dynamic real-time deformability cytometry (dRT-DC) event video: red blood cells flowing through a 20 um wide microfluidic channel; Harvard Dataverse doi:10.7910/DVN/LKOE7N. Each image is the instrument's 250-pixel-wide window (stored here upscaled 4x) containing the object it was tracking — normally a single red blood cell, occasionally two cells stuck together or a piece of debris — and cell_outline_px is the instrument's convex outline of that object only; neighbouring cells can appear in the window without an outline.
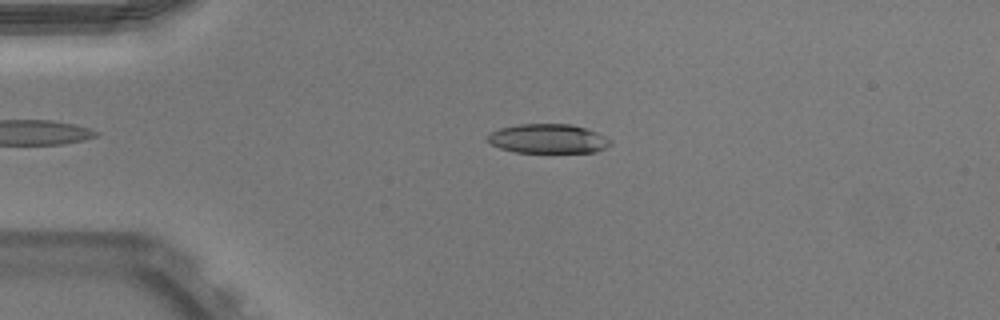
{"species": "Egyptian fruit bat (a non-hibernating species)", "species_latin": "Rousettus aegyptiacus", "temperature_condition": "warm", "stored_images_in_passage": 39, "camera_frame_rate_fps": 3000, "um_per_image_px": 0.085, "animal": {"sex": "male"}, "frame": {"image": 1, "passage_image": 5, "time_ms": 1.333, "image_size_px": [1000, 320], "cell_outline_px": [[612, 144], [596, 152], [516, 152], [500, 148], [484, 140], [492, 132], [500, 128], [520, 124], [572, 124], [596, 132], [612, 140]], "centroid_in_image_um": [46.58, 11.79], "position_along_channel_um": 38.4, "area_um2": 20.87}}
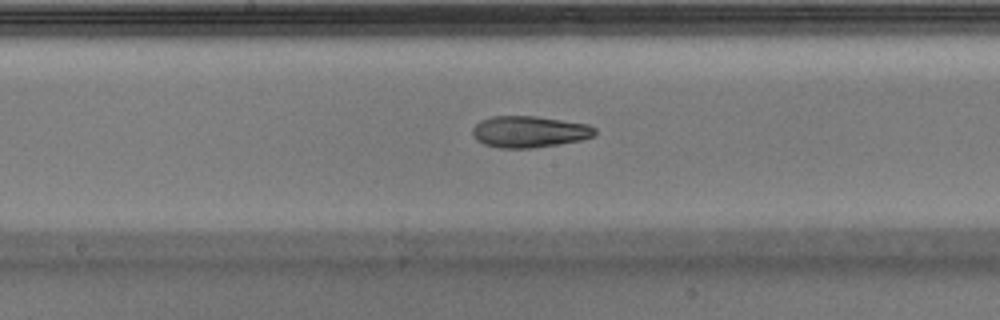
{"frame": {"image": 2, "passage_image": 20, "time_ms": 6.333, "image_size_px": [1000, 320], "cell_outline_px": [[596, 132], [592, 136], [580, 140], [532, 148], [500, 148], [484, 144], [476, 140], [472, 136], [472, 128], [480, 120], [492, 116], [536, 116], [588, 124], [596, 128]], "centroid_in_image_um": [44.94, 11.19], "position_along_channel_um": 203.3, "area_um2": 22.43}, "authors_computed_cell_mechanics": {"area_um2": 22.4264, "velocity_mm_per_s": 3.9763, "shape_relaxation_time_tau1_ms": null, "shape_relaxation_time_tau2_ms": 2.9293, "deformation_change_tau1": null, "deformation_change_tau2": 0.1111}}